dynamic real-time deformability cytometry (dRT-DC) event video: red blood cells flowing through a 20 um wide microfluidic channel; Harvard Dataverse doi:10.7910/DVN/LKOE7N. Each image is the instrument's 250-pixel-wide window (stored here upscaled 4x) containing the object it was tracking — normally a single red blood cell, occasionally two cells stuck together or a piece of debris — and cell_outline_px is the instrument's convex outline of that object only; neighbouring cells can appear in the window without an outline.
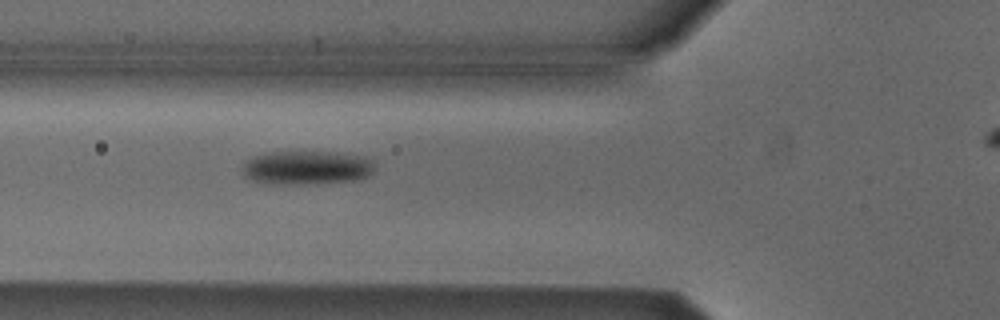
{"species": "Egyptian fruit bat (a non-hibernating species)", "species_latin": "Rousettus aegyptiacus", "temperature_condition": "cold", "stored_images_in_passage": 32, "camera_frame_rate_fps": 3000, "um_per_image_px": 0.085, "animal": {"sex": "male"}, "frame": {"image": 1, "passage_image": 4, "time_ms": 1.0, "image_size_px": [1000, 320], "cell_outline_px": [[376, 168], [368, 176], [356, 180], [252, 180], [244, 176], [244, 160], [252, 156], [268, 152], [336, 152], [364, 156], [372, 160], [376, 164]], "centroid_in_image_um": [26.16, 14.15], "position_along_channel_um": 99.6, "area_um2": 24.33}}
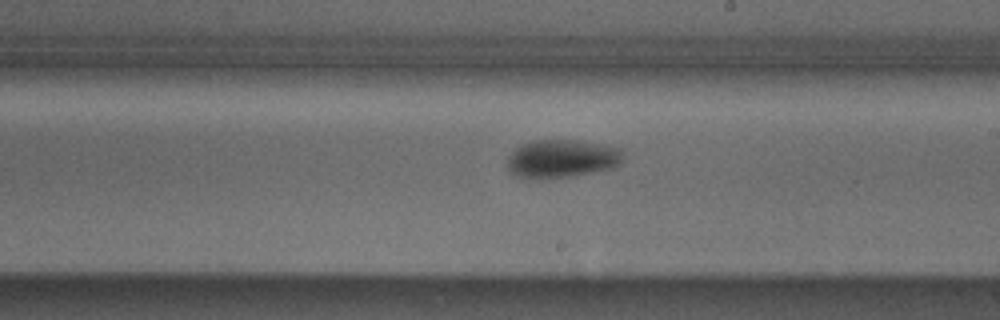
{"frame": {"image": 2, "passage_image": 15, "time_ms": 4.667, "image_size_px": [1000, 320], "cell_outline_px": [[624, 160], [612, 168], [568, 176], [516, 176], [508, 172], [508, 156], [520, 144], [532, 140], [580, 140], [620, 148]], "centroid_in_image_um": [47.76, 13.44], "position_along_channel_um": 241.2, "area_um2": 25.14}}
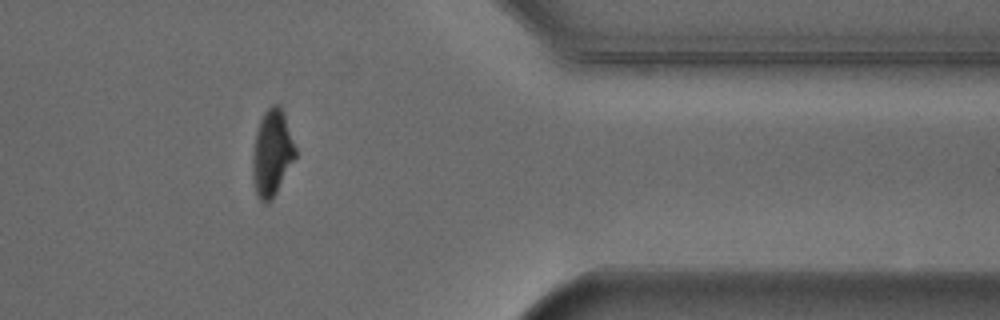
{"frame": {"image": 3, "passage_image": 28, "time_ms": 9.0, "image_size_px": [1000, 320], "cell_outline_px": [[296, 156], [272, 200], [268, 204], [264, 204], [260, 200], [256, 192], [252, 176], [252, 160], [256, 132], [260, 120], [264, 112], [272, 104], [280, 104], [296, 148]], "centroid_in_image_um": [23.11, 13.02], "position_along_channel_um": 388.3, "area_um2": 21.39}, "authors_computed_cell_mechanics": {"area_um2": 24.9118, "velocity_mm_per_s": 3.8576, "shape_relaxation_time_tau1_ms": 2.6621, "shape_relaxation_time_tau2_ms": 11.3043, "deformation_change_tau1": 0.1136, "deformation_change_tau2": 0.1624}}